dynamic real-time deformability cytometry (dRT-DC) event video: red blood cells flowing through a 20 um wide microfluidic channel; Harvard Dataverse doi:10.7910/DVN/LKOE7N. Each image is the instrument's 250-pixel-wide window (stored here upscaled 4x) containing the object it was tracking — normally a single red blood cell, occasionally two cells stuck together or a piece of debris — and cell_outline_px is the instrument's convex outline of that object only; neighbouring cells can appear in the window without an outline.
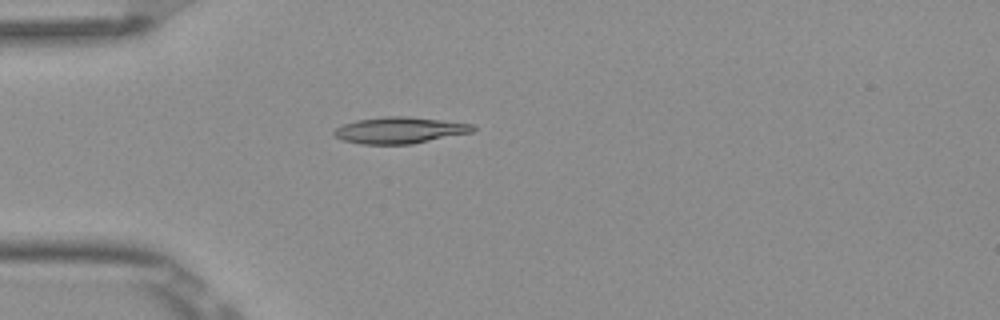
{"species": "Egyptian fruit bat (a non-hibernating species)", "species_latin": "Rousettus aegyptiacus", "temperature_condition": "room temperature", "stored_images_in_passage": 5, "camera_frame_rate_fps": 3000, "um_per_image_px": 0.085, "frame": {"image": 1, "passage_image": 4, "time_ms": 1.0, "image_size_px": [1000, 320], "cell_outline_px": [[476, 128], [472, 132], [412, 144], [360, 144], [344, 140], [336, 136], [332, 132], [336, 128], [344, 124], [356, 120], [384, 116], [404, 116], [440, 120], [472, 124]], "centroid_in_image_um": [33.96, 11.07], "position_along_channel_um": 51.0, "area_um2": 21.15}}